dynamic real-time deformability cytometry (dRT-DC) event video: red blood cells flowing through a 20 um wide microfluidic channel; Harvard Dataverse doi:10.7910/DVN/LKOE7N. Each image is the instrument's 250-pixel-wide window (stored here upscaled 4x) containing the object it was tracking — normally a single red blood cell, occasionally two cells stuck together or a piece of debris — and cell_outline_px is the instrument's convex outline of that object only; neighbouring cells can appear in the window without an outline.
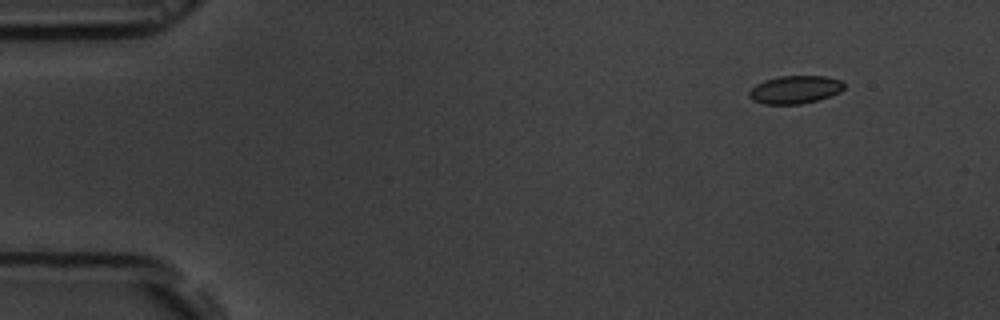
{"species": "common noctule bat (a hibernating species)", "species_latin": "Nyctalus noctula", "temperature_condition": "room temperature", "stored_images_in_passage": 51, "camera_frame_rate_fps": 3000, "um_per_image_px": 0.085, "animal": {"sex": "male", "body_mass_g": 19.5, "forearm_length_mm": 54.6}, "frame": {"image": 1, "passage_image": 1, "time_ms": 0.0, "image_size_px": [1000, 320], "cell_outline_px": [[844, 88], [840, 92], [816, 100], [800, 104], [764, 104], [752, 100], [748, 96], [748, 92], [756, 84], [764, 80], [780, 76], [824, 76], [840, 80], [844, 84]], "centroid_in_image_um": [67.54, 7.62], "position_along_channel_um": 17.5, "area_um2": 15.37}}
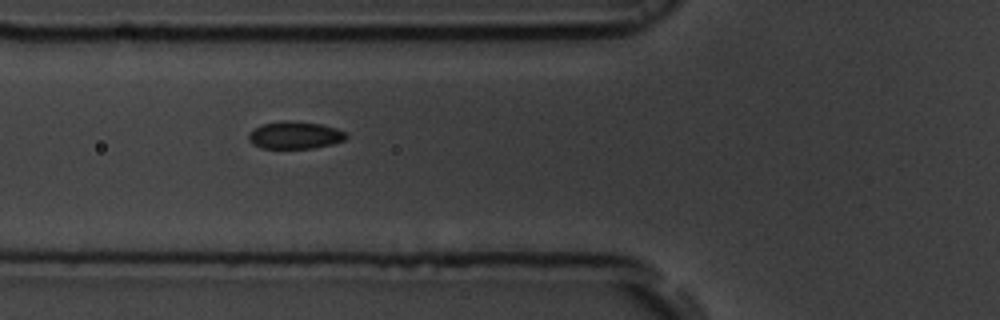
{"frame": {"image": 2, "passage_image": 16, "time_ms": 5.0, "image_size_px": [1000, 320], "cell_outline_px": [[348, 136], [344, 140], [332, 144], [312, 148], [260, 148], [252, 144], [248, 140], [248, 136], [256, 128], [264, 124], [284, 120], [292, 120], [320, 124], [336, 128], [344, 132]], "centroid_in_image_um": [25.07, 11.49], "position_along_channel_um": 100.7, "area_um2": 15.43}}
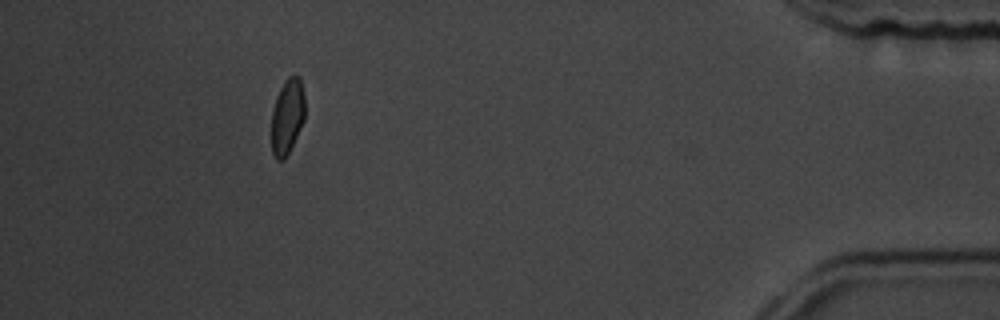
{"frame": {"image": 3, "passage_image": 46, "time_ms": 15.0, "image_size_px": [1000, 320], "cell_outline_px": [[304, 120], [284, 160], [276, 160], [272, 152], [272, 108], [276, 96], [284, 80], [288, 76], [300, 76], [304, 92]], "centroid_in_image_um": [24.41, 9.85], "position_along_channel_um": 410.8, "area_um2": 14.68}, "authors_computed_cell_mechanics": {"area_um2": 15.606, "velocity_mm_per_s": 3.6792, "shape_relaxation_time_tau1_ms": 3.226, "shape_relaxation_time_tau2_ms": 2.058, "deformation_change_tau1": 0.0941, "deformation_change_tau2": 0.047}}